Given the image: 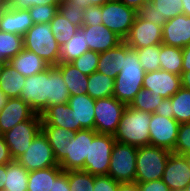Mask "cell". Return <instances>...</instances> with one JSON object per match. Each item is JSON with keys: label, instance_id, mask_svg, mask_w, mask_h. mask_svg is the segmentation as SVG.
Segmentation results:
<instances>
[{"label": "cell", "instance_id": "obj_23", "mask_svg": "<svg viewBox=\"0 0 190 191\" xmlns=\"http://www.w3.org/2000/svg\"><path fill=\"white\" fill-rule=\"evenodd\" d=\"M42 126H58L73 133L80 130L75 124V117L68 104L47 107L41 114Z\"/></svg>", "mask_w": 190, "mask_h": 191}, {"label": "cell", "instance_id": "obj_48", "mask_svg": "<svg viewBox=\"0 0 190 191\" xmlns=\"http://www.w3.org/2000/svg\"><path fill=\"white\" fill-rule=\"evenodd\" d=\"M140 191H171V189L162 181H148L137 183Z\"/></svg>", "mask_w": 190, "mask_h": 191}, {"label": "cell", "instance_id": "obj_53", "mask_svg": "<svg viewBox=\"0 0 190 191\" xmlns=\"http://www.w3.org/2000/svg\"><path fill=\"white\" fill-rule=\"evenodd\" d=\"M182 72L190 71V43L182 49Z\"/></svg>", "mask_w": 190, "mask_h": 191}, {"label": "cell", "instance_id": "obj_46", "mask_svg": "<svg viewBox=\"0 0 190 191\" xmlns=\"http://www.w3.org/2000/svg\"><path fill=\"white\" fill-rule=\"evenodd\" d=\"M120 182L108 175L95 176L93 191H117Z\"/></svg>", "mask_w": 190, "mask_h": 191}, {"label": "cell", "instance_id": "obj_37", "mask_svg": "<svg viewBox=\"0 0 190 191\" xmlns=\"http://www.w3.org/2000/svg\"><path fill=\"white\" fill-rule=\"evenodd\" d=\"M51 32L60 46L67 43L79 30V28L70 23L59 12L50 21Z\"/></svg>", "mask_w": 190, "mask_h": 191}, {"label": "cell", "instance_id": "obj_42", "mask_svg": "<svg viewBox=\"0 0 190 191\" xmlns=\"http://www.w3.org/2000/svg\"><path fill=\"white\" fill-rule=\"evenodd\" d=\"M59 5L53 4H43L40 6H32L28 9L29 14L34 22V24L38 23H50V21L55 17L58 12Z\"/></svg>", "mask_w": 190, "mask_h": 191}, {"label": "cell", "instance_id": "obj_57", "mask_svg": "<svg viewBox=\"0 0 190 191\" xmlns=\"http://www.w3.org/2000/svg\"><path fill=\"white\" fill-rule=\"evenodd\" d=\"M7 164L0 165V191L4 190Z\"/></svg>", "mask_w": 190, "mask_h": 191}, {"label": "cell", "instance_id": "obj_29", "mask_svg": "<svg viewBox=\"0 0 190 191\" xmlns=\"http://www.w3.org/2000/svg\"><path fill=\"white\" fill-rule=\"evenodd\" d=\"M26 77L6 63L0 76V91L7 98H19Z\"/></svg>", "mask_w": 190, "mask_h": 191}, {"label": "cell", "instance_id": "obj_44", "mask_svg": "<svg viewBox=\"0 0 190 191\" xmlns=\"http://www.w3.org/2000/svg\"><path fill=\"white\" fill-rule=\"evenodd\" d=\"M172 152L178 155H184L190 152V123L179 125L177 140Z\"/></svg>", "mask_w": 190, "mask_h": 191}, {"label": "cell", "instance_id": "obj_35", "mask_svg": "<svg viewBox=\"0 0 190 191\" xmlns=\"http://www.w3.org/2000/svg\"><path fill=\"white\" fill-rule=\"evenodd\" d=\"M173 118L179 123H190V89L181 87L170 97Z\"/></svg>", "mask_w": 190, "mask_h": 191}, {"label": "cell", "instance_id": "obj_14", "mask_svg": "<svg viewBox=\"0 0 190 191\" xmlns=\"http://www.w3.org/2000/svg\"><path fill=\"white\" fill-rule=\"evenodd\" d=\"M180 14H183L182 0H149L137 11L140 18L157 26Z\"/></svg>", "mask_w": 190, "mask_h": 191}, {"label": "cell", "instance_id": "obj_3", "mask_svg": "<svg viewBox=\"0 0 190 191\" xmlns=\"http://www.w3.org/2000/svg\"><path fill=\"white\" fill-rule=\"evenodd\" d=\"M24 48L42 58L48 65L60 63L61 46L51 32L50 23L34 24L23 36Z\"/></svg>", "mask_w": 190, "mask_h": 191}, {"label": "cell", "instance_id": "obj_26", "mask_svg": "<svg viewBox=\"0 0 190 191\" xmlns=\"http://www.w3.org/2000/svg\"><path fill=\"white\" fill-rule=\"evenodd\" d=\"M62 74L70 96L87 94L88 76L81 73L71 63H58L55 66Z\"/></svg>", "mask_w": 190, "mask_h": 191}, {"label": "cell", "instance_id": "obj_8", "mask_svg": "<svg viewBox=\"0 0 190 191\" xmlns=\"http://www.w3.org/2000/svg\"><path fill=\"white\" fill-rule=\"evenodd\" d=\"M16 161L29 172L58 165L52 147L42 130L32 140L24 154L18 157Z\"/></svg>", "mask_w": 190, "mask_h": 191}, {"label": "cell", "instance_id": "obj_30", "mask_svg": "<svg viewBox=\"0 0 190 191\" xmlns=\"http://www.w3.org/2000/svg\"><path fill=\"white\" fill-rule=\"evenodd\" d=\"M70 94L61 72L49 66V106L68 104Z\"/></svg>", "mask_w": 190, "mask_h": 191}, {"label": "cell", "instance_id": "obj_33", "mask_svg": "<svg viewBox=\"0 0 190 191\" xmlns=\"http://www.w3.org/2000/svg\"><path fill=\"white\" fill-rule=\"evenodd\" d=\"M89 51L84 31L80 28L76 34L60 49V63H70Z\"/></svg>", "mask_w": 190, "mask_h": 191}, {"label": "cell", "instance_id": "obj_24", "mask_svg": "<svg viewBox=\"0 0 190 191\" xmlns=\"http://www.w3.org/2000/svg\"><path fill=\"white\" fill-rule=\"evenodd\" d=\"M126 56V43L123 41L115 48L100 53L97 71L114 79L122 70Z\"/></svg>", "mask_w": 190, "mask_h": 191}, {"label": "cell", "instance_id": "obj_39", "mask_svg": "<svg viewBox=\"0 0 190 191\" xmlns=\"http://www.w3.org/2000/svg\"><path fill=\"white\" fill-rule=\"evenodd\" d=\"M135 50L145 73L160 69V45H152Z\"/></svg>", "mask_w": 190, "mask_h": 191}, {"label": "cell", "instance_id": "obj_58", "mask_svg": "<svg viewBox=\"0 0 190 191\" xmlns=\"http://www.w3.org/2000/svg\"><path fill=\"white\" fill-rule=\"evenodd\" d=\"M183 3V14L190 16V0H182Z\"/></svg>", "mask_w": 190, "mask_h": 191}, {"label": "cell", "instance_id": "obj_51", "mask_svg": "<svg viewBox=\"0 0 190 191\" xmlns=\"http://www.w3.org/2000/svg\"><path fill=\"white\" fill-rule=\"evenodd\" d=\"M68 5L81 6L83 9L89 6H102L111 0H64Z\"/></svg>", "mask_w": 190, "mask_h": 191}, {"label": "cell", "instance_id": "obj_10", "mask_svg": "<svg viewBox=\"0 0 190 191\" xmlns=\"http://www.w3.org/2000/svg\"><path fill=\"white\" fill-rule=\"evenodd\" d=\"M103 25L123 40L128 36L137 12L121 3L111 0L101 6Z\"/></svg>", "mask_w": 190, "mask_h": 191}, {"label": "cell", "instance_id": "obj_43", "mask_svg": "<svg viewBox=\"0 0 190 191\" xmlns=\"http://www.w3.org/2000/svg\"><path fill=\"white\" fill-rule=\"evenodd\" d=\"M83 11L81 6L68 5L64 0L58 6V12L79 29L83 26Z\"/></svg>", "mask_w": 190, "mask_h": 191}, {"label": "cell", "instance_id": "obj_15", "mask_svg": "<svg viewBox=\"0 0 190 191\" xmlns=\"http://www.w3.org/2000/svg\"><path fill=\"white\" fill-rule=\"evenodd\" d=\"M162 26L136 15L134 23L124 42L132 49H141L152 45L162 44Z\"/></svg>", "mask_w": 190, "mask_h": 191}, {"label": "cell", "instance_id": "obj_16", "mask_svg": "<svg viewBox=\"0 0 190 191\" xmlns=\"http://www.w3.org/2000/svg\"><path fill=\"white\" fill-rule=\"evenodd\" d=\"M143 88L150 90L156 96L170 98L181 88V77L159 69L144 75Z\"/></svg>", "mask_w": 190, "mask_h": 191}, {"label": "cell", "instance_id": "obj_6", "mask_svg": "<svg viewBox=\"0 0 190 191\" xmlns=\"http://www.w3.org/2000/svg\"><path fill=\"white\" fill-rule=\"evenodd\" d=\"M137 151L136 146L115 142L108 176L120 183L135 182Z\"/></svg>", "mask_w": 190, "mask_h": 191}, {"label": "cell", "instance_id": "obj_32", "mask_svg": "<svg viewBox=\"0 0 190 191\" xmlns=\"http://www.w3.org/2000/svg\"><path fill=\"white\" fill-rule=\"evenodd\" d=\"M114 79L95 71L88 76L87 94L93 99L113 96Z\"/></svg>", "mask_w": 190, "mask_h": 191}, {"label": "cell", "instance_id": "obj_60", "mask_svg": "<svg viewBox=\"0 0 190 191\" xmlns=\"http://www.w3.org/2000/svg\"><path fill=\"white\" fill-rule=\"evenodd\" d=\"M8 98L0 91V110L6 104Z\"/></svg>", "mask_w": 190, "mask_h": 191}, {"label": "cell", "instance_id": "obj_11", "mask_svg": "<svg viewBox=\"0 0 190 191\" xmlns=\"http://www.w3.org/2000/svg\"><path fill=\"white\" fill-rule=\"evenodd\" d=\"M19 98L39 115L49 107V67L43 72L26 77Z\"/></svg>", "mask_w": 190, "mask_h": 191}, {"label": "cell", "instance_id": "obj_22", "mask_svg": "<svg viewBox=\"0 0 190 191\" xmlns=\"http://www.w3.org/2000/svg\"><path fill=\"white\" fill-rule=\"evenodd\" d=\"M34 25L28 9L9 7L0 13V31L24 36Z\"/></svg>", "mask_w": 190, "mask_h": 191}, {"label": "cell", "instance_id": "obj_31", "mask_svg": "<svg viewBox=\"0 0 190 191\" xmlns=\"http://www.w3.org/2000/svg\"><path fill=\"white\" fill-rule=\"evenodd\" d=\"M6 174L3 191H27L29 171L16 160L7 164Z\"/></svg>", "mask_w": 190, "mask_h": 191}, {"label": "cell", "instance_id": "obj_59", "mask_svg": "<svg viewBox=\"0 0 190 191\" xmlns=\"http://www.w3.org/2000/svg\"><path fill=\"white\" fill-rule=\"evenodd\" d=\"M10 7V0H0V13Z\"/></svg>", "mask_w": 190, "mask_h": 191}, {"label": "cell", "instance_id": "obj_34", "mask_svg": "<svg viewBox=\"0 0 190 191\" xmlns=\"http://www.w3.org/2000/svg\"><path fill=\"white\" fill-rule=\"evenodd\" d=\"M160 69L170 73L181 75L183 56L182 49L178 47L160 44Z\"/></svg>", "mask_w": 190, "mask_h": 191}, {"label": "cell", "instance_id": "obj_49", "mask_svg": "<svg viewBox=\"0 0 190 191\" xmlns=\"http://www.w3.org/2000/svg\"><path fill=\"white\" fill-rule=\"evenodd\" d=\"M173 106L171 105L170 98H164L161 103L156 106V111L154 112L157 115L165 116L167 118H173Z\"/></svg>", "mask_w": 190, "mask_h": 191}, {"label": "cell", "instance_id": "obj_56", "mask_svg": "<svg viewBox=\"0 0 190 191\" xmlns=\"http://www.w3.org/2000/svg\"><path fill=\"white\" fill-rule=\"evenodd\" d=\"M180 77H181V87L190 89V71L182 72Z\"/></svg>", "mask_w": 190, "mask_h": 191}, {"label": "cell", "instance_id": "obj_47", "mask_svg": "<svg viewBox=\"0 0 190 191\" xmlns=\"http://www.w3.org/2000/svg\"><path fill=\"white\" fill-rule=\"evenodd\" d=\"M62 0H10V7L14 9H29L32 6H40L45 3L59 5Z\"/></svg>", "mask_w": 190, "mask_h": 191}, {"label": "cell", "instance_id": "obj_25", "mask_svg": "<svg viewBox=\"0 0 190 191\" xmlns=\"http://www.w3.org/2000/svg\"><path fill=\"white\" fill-rule=\"evenodd\" d=\"M8 63L24 77L43 72L50 66L42 58L25 48Z\"/></svg>", "mask_w": 190, "mask_h": 191}, {"label": "cell", "instance_id": "obj_1", "mask_svg": "<svg viewBox=\"0 0 190 191\" xmlns=\"http://www.w3.org/2000/svg\"><path fill=\"white\" fill-rule=\"evenodd\" d=\"M145 71L139 62L135 49L126 44V56L120 73L114 80L113 96L129 105L135 95L143 88Z\"/></svg>", "mask_w": 190, "mask_h": 191}, {"label": "cell", "instance_id": "obj_12", "mask_svg": "<svg viewBox=\"0 0 190 191\" xmlns=\"http://www.w3.org/2000/svg\"><path fill=\"white\" fill-rule=\"evenodd\" d=\"M97 132L82 129L74 133L67 146L66 156L58 163L63 171L82 170L87 155H89V139H93Z\"/></svg>", "mask_w": 190, "mask_h": 191}, {"label": "cell", "instance_id": "obj_17", "mask_svg": "<svg viewBox=\"0 0 190 191\" xmlns=\"http://www.w3.org/2000/svg\"><path fill=\"white\" fill-rule=\"evenodd\" d=\"M162 181L171 191H181L190 183V168L183 155L170 153Z\"/></svg>", "mask_w": 190, "mask_h": 191}, {"label": "cell", "instance_id": "obj_20", "mask_svg": "<svg viewBox=\"0 0 190 191\" xmlns=\"http://www.w3.org/2000/svg\"><path fill=\"white\" fill-rule=\"evenodd\" d=\"M89 50L102 53L118 46L124 40L103 24L82 26Z\"/></svg>", "mask_w": 190, "mask_h": 191}, {"label": "cell", "instance_id": "obj_45", "mask_svg": "<svg viewBox=\"0 0 190 191\" xmlns=\"http://www.w3.org/2000/svg\"><path fill=\"white\" fill-rule=\"evenodd\" d=\"M101 6H89L83 11V26L103 24Z\"/></svg>", "mask_w": 190, "mask_h": 191}, {"label": "cell", "instance_id": "obj_62", "mask_svg": "<svg viewBox=\"0 0 190 191\" xmlns=\"http://www.w3.org/2000/svg\"><path fill=\"white\" fill-rule=\"evenodd\" d=\"M6 64V62H4V61H0V76H1V74H2V72H3V69H4V65Z\"/></svg>", "mask_w": 190, "mask_h": 191}, {"label": "cell", "instance_id": "obj_4", "mask_svg": "<svg viewBox=\"0 0 190 191\" xmlns=\"http://www.w3.org/2000/svg\"><path fill=\"white\" fill-rule=\"evenodd\" d=\"M170 153L171 151L167 149L152 145L138 147L135 182L141 183L162 179Z\"/></svg>", "mask_w": 190, "mask_h": 191}, {"label": "cell", "instance_id": "obj_55", "mask_svg": "<svg viewBox=\"0 0 190 191\" xmlns=\"http://www.w3.org/2000/svg\"><path fill=\"white\" fill-rule=\"evenodd\" d=\"M117 191H140L137 182L120 183Z\"/></svg>", "mask_w": 190, "mask_h": 191}, {"label": "cell", "instance_id": "obj_21", "mask_svg": "<svg viewBox=\"0 0 190 191\" xmlns=\"http://www.w3.org/2000/svg\"><path fill=\"white\" fill-rule=\"evenodd\" d=\"M68 105L74 114L75 124L82 129L95 128V99L88 94L70 96Z\"/></svg>", "mask_w": 190, "mask_h": 191}, {"label": "cell", "instance_id": "obj_9", "mask_svg": "<svg viewBox=\"0 0 190 191\" xmlns=\"http://www.w3.org/2000/svg\"><path fill=\"white\" fill-rule=\"evenodd\" d=\"M126 106L124 102L119 101L114 96L95 99L94 130L97 133L114 135Z\"/></svg>", "mask_w": 190, "mask_h": 191}, {"label": "cell", "instance_id": "obj_54", "mask_svg": "<svg viewBox=\"0 0 190 191\" xmlns=\"http://www.w3.org/2000/svg\"><path fill=\"white\" fill-rule=\"evenodd\" d=\"M121 3L134 9L136 12L149 0H119Z\"/></svg>", "mask_w": 190, "mask_h": 191}, {"label": "cell", "instance_id": "obj_52", "mask_svg": "<svg viewBox=\"0 0 190 191\" xmlns=\"http://www.w3.org/2000/svg\"><path fill=\"white\" fill-rule=\"evenodd\" d=\"M13 161V158L10 154L8 145L6 144L2 135H0V165L8 164Z\"/></svg>", "mask_w": 190, "mask_h": 191}, {"label": "cell", "instance_id": "obj_63", "mask_svg": "<svg viewBox=\"0 0 190 191\" xmlns=\"http://www.w3.org/2000/svg\"><path fill=\"white\" fill-rule=\"evenodd\" d=\"M184 191H190V183L186 186V188L184 189Z\"/></svg>", "mask_w": 190, "mask_h": 191}, {"label": "cell", "instance_id": "obj_38", "mask_svg": "<svg viewBox=\"0 0 190 191\" xmlns=\"http://www.w3.org/2000/svg\"><path fill=\"white\" fill-rule=\"evenodd\" d=\"M164 97L156 96L150 90L142 88L128 105L129 107L144 112L154 113Z\"/></svg>", "mask_w": 190, "mask_h": 191}, {"label": "cell", "instance_id": "obj_18", "mask_svg": "<svg viewBox=\"0 0 190 191\" xmlns=\"http://www.w3.org/2000/svg\"><path fill=\"white\" fill-rule=\"evenodd\" d=\"M162 43L183 49L190 43V16L177 15L162 26Z\"/></svg>", "mask_w": 190, "mask_h": 191}, {"label": "cell", "instance_id": "obj_40", "mask_svg": "<svg viewBox=\"0 0 190 191\" xmlns=\"http://www.w3.org/2000/svg\"><path fill=\"white\" fill-rule=\"evenodd\" d=\"M95 175L83 170L68 171L70 191H93Z\"/></svg>", "mask_w": 190, "mask_h": 191}, {"label": "cell", "instance_id": "obj_5", "mask_svg": "<svg viewBox=\"0 0 190 191\" xmlns=\"http://www.w3.org/2000/svg\"><path fill=\"white\" fill-rule=\"evenodd\" d=\"M115 142L112 134L96 133L93 139H89V155L85 158L82 170L95 176L108 175Z\"/></svg>", "mask_w": 190, "mask_h": 191}, {"label": "cell", "instance_id": "obj_50", "mask_svg": "<svg viewBox=\"0 0 190 191\" xmlns=\"http://www.w3.org/2000/svg\"><path fill=\"white\" fill-rule=\"evenodd\" d=\"M52 191H70L68 171H63L54 181Z\"/></svg>", "mask_w": 190, "mask_h": 191}, {"label": "cell", "instance_id": "obj_2", "mask_svg": "<svg viewBox=\"0 0 190 191\" xmlns=\"http://www.w3.org/2000/svg\"><path fill=\"white\" fill-rule=\"evenodd\" d=\"M151 114L127 105L113 135L116 142L136 147L150 145L149 123Z\"/></svg>", "mask_w": 190, "mask_h": 191}, {"label": "cell", "instance_id": "obj_19", "mask_svg": "<svg viewBox=\"0 0 190 191\" xmlns=\"http://www.w3.org/2000/svg\"><path fill=\"white\" fill-rule=\"evenodd\" d=\"M36 113L20 98H8L0 110V134L9 131L18 123L31 119Z\"/></svg>", "mask_w": 190, "mask_h": 191}, {"label": "cell", "instance_id": "obj_13", "mask_svg": "<svg viewBox=\"0 0 190 191\" xmlns=\"http://www.w3.org/2000/svg\"><path fill=\"white\" fill-rule=\"evenodd\" d=\"M179 125L174 118L152 113L149 123L150 145L172 152L177 140Z\"/></svg>", "mask_w": 190, "mask_h": 191}, {"label": "cell", "instance_id": "obj_41", "mask_svg": "<svg viewBox=\"0 0 190 191\" xmlns=\"http://www.w3.org/2000/svg\"><path fill=\"white\" fill-rule=\"evenodd\" d=\"M99 57L100 53L89 50L70 63L81 73L89 76L97 71Z\"/></svg>", "mask_w": 190, "mask_h": 191}, {"label": "cell", "instance_id": "obj_7", "mask_svg": "<svg viewBox=\"0 0 190 191\" xmlns=\"http://www.w3.org/2000/svg\"><path fill=\"white\" fill-rule=\"evenodd\" d=\"M41 130V116L35 114L31 119L18 123L12 129L2 134L13 160L24 154L32 140Z\"/></svg>", "mask_w": 190, "mask_h": 191}, {"label": "cell", "instance_id": "obj_61", "mask_svg": "<svg viewBox=\"0 0 190 191\" xmlns=\"http://www.w3.org/2000/svg\"><path fill=\"white\" fill-rule=\"evenodd\" d=\"M183 156H184V158H185V160H186L187 165H188L189 168H190V152L184 154Z\"/></svg>", "mask_w": 190, "mask_h": 191}, {"label": "cell", "instance_id": "obj_36", "mask_svg": "<svg viewBox=\"0 0 190 191\" xmlns=\"http://www.w3.org/2000/svg\"><path fill=\"white\" fill-rule=\"evenodd\" d=\"M23 48V36L0 31V61L8 63Z\"/></svg>", "mask_w": 190, "mask_h": 191}, {"label": "cell", "instance_id": "obj_28", "mask_svg": "<svg viewBox=\"0 0 190 191\" xmlns=\"http://www.w3.org/2000/svg\"><path fill=\"white\" fill-rule=\"evenodd\" d=\"M62 172L59 165L29 172L27 191H52L54 181Z\"/></svg>", "mask_w": 190, "mask_h": 191}, {"label": "cell", "instance_id": "obj_27", "mask_svg": "<svg viewBox=\"0 0 190 191\" xmlns=\"http://www.w3.org/2000/svg\"><path fill=\"white\" fill-rule=\"evenodd\" d=\"M42 131L52 147L55 160L59 163L66 156L67 146L74 133L58 126H42Z\"/></svg>", "mask_w": 190, "mask_h": 191}]
</instances>
